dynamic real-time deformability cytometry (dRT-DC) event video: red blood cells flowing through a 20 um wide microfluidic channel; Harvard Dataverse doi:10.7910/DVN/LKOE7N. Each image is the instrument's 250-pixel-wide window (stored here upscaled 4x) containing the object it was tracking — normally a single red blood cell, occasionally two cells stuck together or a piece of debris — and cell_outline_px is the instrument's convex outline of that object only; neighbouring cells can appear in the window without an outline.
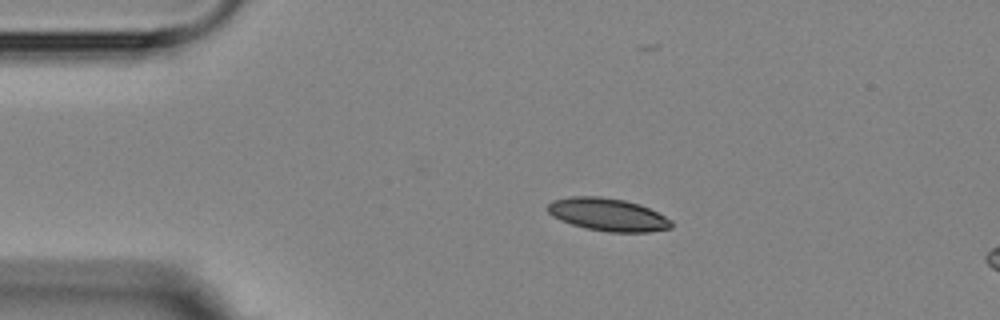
{"species": "Egyptian fruit bat (a non-hibernating species)", "species_latin": "Rousettus aegyptiacus", "temperature_condition": "room temperature", "stored_images_in_passage": 4, "camera_frame_rate_fps": 3000, "um_per_image_px": 0.085, "animal": {"sex": "female"}, "frame": {"image": 1, "passage_image": 3, "time_ms": 2.333, "image_size_px": [1000, 320], "cell_outline_px": [[672, 228], [648, 232], [608, 232], [588, 228], [572, 224], [560, 220], [552, 216], [544, 208], [552, 200], [572, 196], [600, 196], [624, 200], [640, 204], [672, 220]], "centroid_in_image_um": [51.64, 18.23], "position_along_channel_um": 33.4, "area_um2": 23.64}}